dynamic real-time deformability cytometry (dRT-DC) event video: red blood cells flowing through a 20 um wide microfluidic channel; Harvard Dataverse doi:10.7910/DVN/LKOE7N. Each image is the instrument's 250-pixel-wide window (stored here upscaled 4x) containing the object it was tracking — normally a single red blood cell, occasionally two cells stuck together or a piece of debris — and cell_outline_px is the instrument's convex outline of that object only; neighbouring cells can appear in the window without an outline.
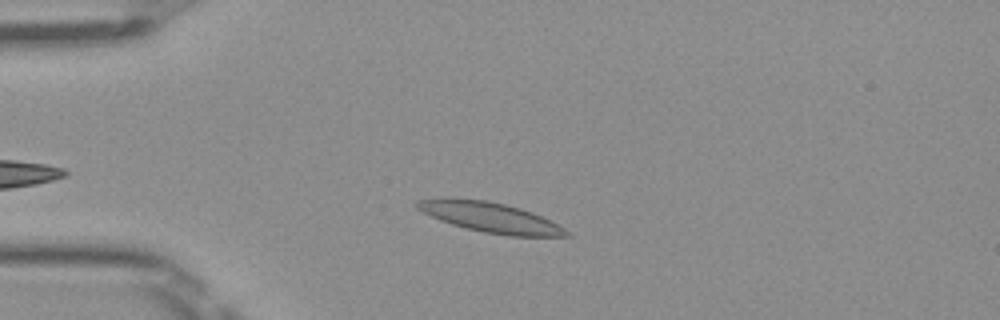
{"species": "Egyptian fruit bat (a non-hibernating species)", "species_latin": "Rousettus aegyptiacus", "temperature_condition": "room temperature", "stored_images_in_passage": 40, "camera_frame_rate_fps": 3000, "um_per_image_px": 0.085, "frame": {"image": 1, "passage_image": 9, "time_ms": 2.667, "image_size_px": [1000, 320], "cell_outline_px": [[572, 236], [508, 236], [484, 232], [452, 224], [440, 220], [416, 208], [416, 200], [448, 196], [488, 200], [520, 208], [532, 212], [564, 228]], "centroid_in_image_um": [41.61, 18.44], "position_along_channel_um": 43.4, "area_um2": 26.13}}
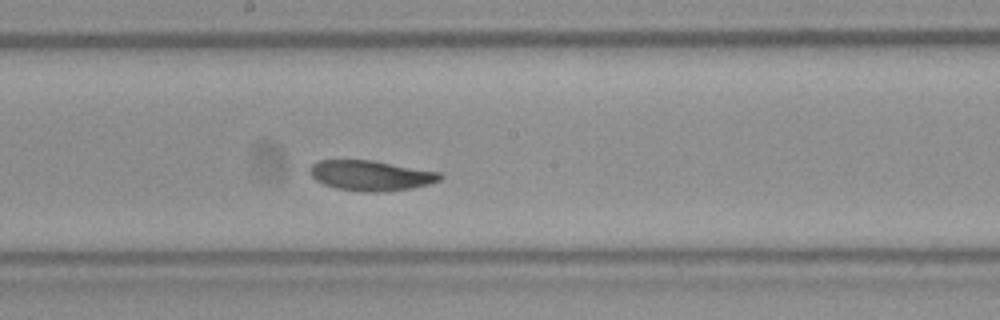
{"frame": {"image": 2, "passage_image": 24, "time_ms": 7.667, "image_size_px": [1000, 320], "cell_outline_px": [[444, 176], [440, 180], [428, 184], [412, 188], [380, 192], [364, 192], [336, 188], [324, 184], [316, 180], [312, 176], [308, 168], [312, 164], [320, 160], [372, 160], [440, 172]], "centroid_in_image_um": [31.52, 14.92], "position_along_channel_um": 216.7, "area_um2": 22.89}}
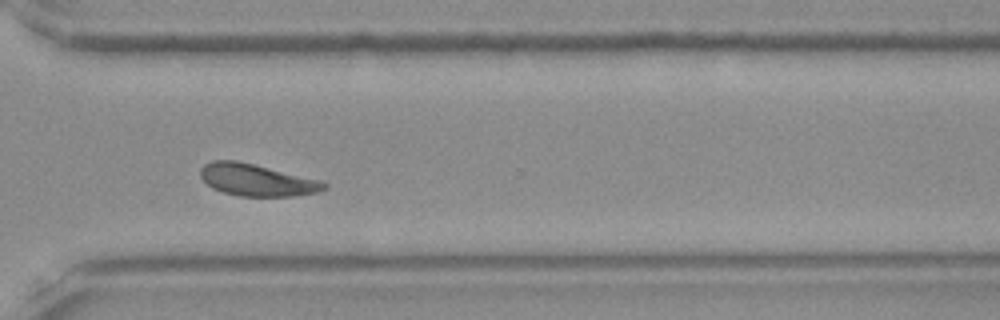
{"frame": {"image": 3, "passage_image": 34, "time_ms": 11.0, "image_size_px": [1000, 320], "cell_outline_px": [[328, 188], [320, 192], [292, 196], [240, 196], [224, 192], [212, 188], [200, 176], [200, 168], [204, 164], [212, 160], [236, 160], [324, 180], [328, 184]], "centroid_in_image_um": [21.88, 15.29], "position_along_channel_um": 348.7, "area_um2": 23.29}, "authors_computed_cell_mechanics": {"area_um2": 23.5535, "velocity_mm_per_s": 3.9606, "shape_relaxation_time_tau1_ms": 8.9887, "shape_relaxation_time_tau2_ms": 4.107, "deformation_change_tau1": 0.1801, "deformation_change_tau2": 0.0795}}